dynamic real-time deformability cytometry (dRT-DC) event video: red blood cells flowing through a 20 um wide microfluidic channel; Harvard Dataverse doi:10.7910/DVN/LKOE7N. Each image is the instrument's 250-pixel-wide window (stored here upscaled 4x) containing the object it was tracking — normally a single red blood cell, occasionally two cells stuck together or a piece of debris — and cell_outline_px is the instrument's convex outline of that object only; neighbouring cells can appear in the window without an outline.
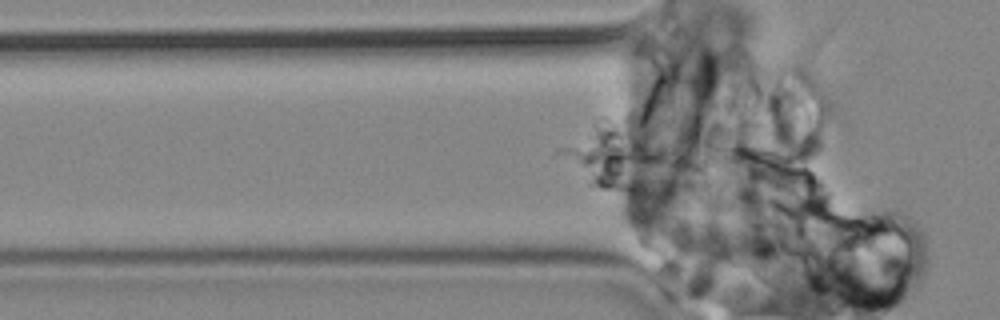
{"species": "common noctule bat (a hibernating species)", "species_latin": "Nyctalus noctula", "temperature_condition": "cold", "stored_images_in_passage": 47, "segment_of_instrument_passage": [1, 2], "camera_frame_rate_fps": 3000, "um_per_image_px": 0.085, "animal": {"sex": "male", "body_mass_g": 19.2, "forearm_length_mm": 51.8}, "frame": {"image": 1, "passage_image": 18, "time_ms": 5.667, "image_size_px": [1000, 320], "cell_outline_px": [[704, 172], [692, 188], [672, 196], [664, 196], [624, 192], [600, 188], [592, 180], [588, 172], [588, 156], [600, 152], [620, 148], [632, 148], [660, 152], [696, 160], [704, 164]], "centroid_in_image_um": [54.73, 14.6], "position_along_channel_um": 71.1, "area_um2": 31.27}}